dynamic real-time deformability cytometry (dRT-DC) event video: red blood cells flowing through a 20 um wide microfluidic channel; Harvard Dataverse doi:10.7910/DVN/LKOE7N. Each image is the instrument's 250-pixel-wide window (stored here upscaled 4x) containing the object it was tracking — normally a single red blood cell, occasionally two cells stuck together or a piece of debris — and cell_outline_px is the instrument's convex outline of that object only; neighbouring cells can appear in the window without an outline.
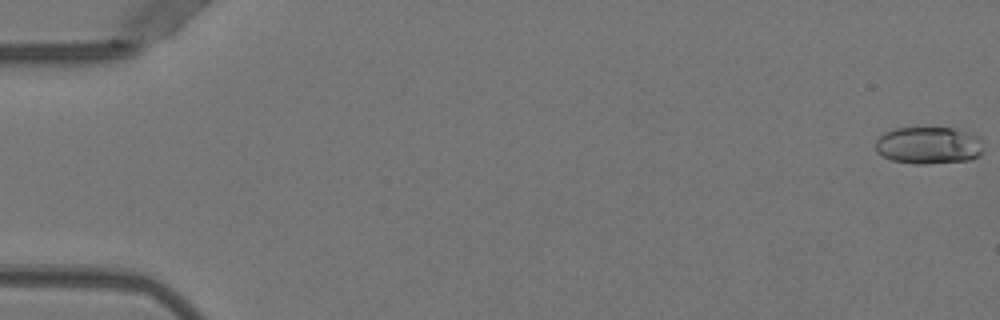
{"species": "Egyptian fruit bat (a non-hibernating species)", "species_latin": "Rousettus aegyptiacus", "temperature_condition": "warm", "stored_images_in_passage": 52, "camera_frame_rate_fps": 3000, "um_per_image_px": 0.085, "animal": {"sex": "female"}, "frame": {"image": 1, "passage_image": 1, "time_ms": 0.0, "image_size_px": [1000, 320], "cell_outline_px": [[984, 140], [980, 156], [972, 160], [924, 164], [916, 164], [892, 160], [876, 152], [876, 140], [884, 132], [896, 128], [952, 128], [980, 136]], "centroid_in_image_um": [78.97, 12.36], "position_along_channel_um": 6.0, "area_um2": 23.58}}
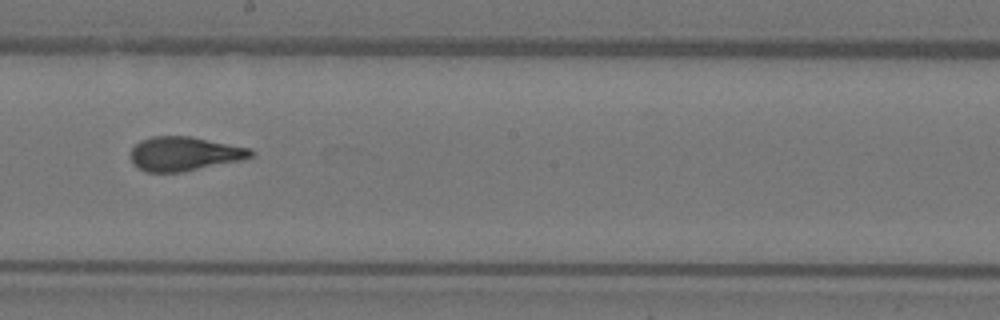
{"frame": {"image": 2, "passage_image": 30, "time_ms": 9.667, "image_size_px": [1000, 320], "cell_outline_px": [[256, 152], [252, 156], [240, 160], [180, 172], [144, 172], [132, 164], [132, 148], [140, 140], [152, 136], [188, 136], [252, 148]], "centroid_in_image_um": [15.66, 13.06], "position_along_channel_um": 232.5, "area_um2": 23.76}}
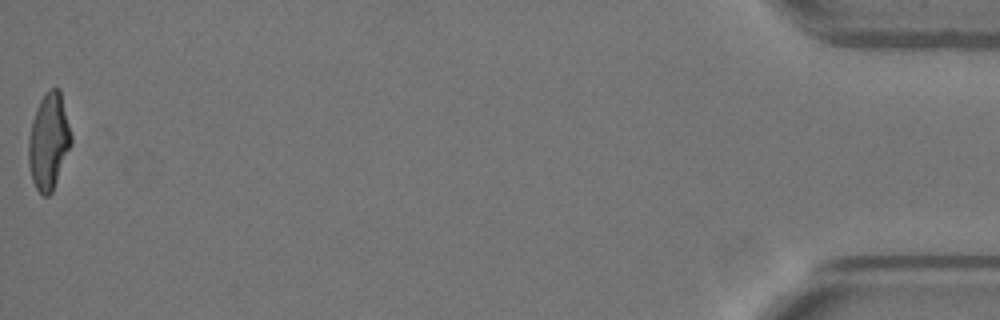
{"frame": {"image": 3, "passage_image": 52, "time_ms": 17.0, "image_size_px": [1000, 320], "cell_outline_px": [[72, 144], [52, 192], [48, 196], [44, 196], [36, 188], [32, 180], [28, 164], [28, 136], [32, 120], [36, 108], [40, 100], [52, 88], [60, 88], [72, 136]], "centroid_in_image_um": [4.14, 12.03], "position_along_channel_um": 431.1, "area_um2": 23.99}, "authors_computed_cell_mechanics": {"area_um2": 23.8714, "velocity_mm_per_s": 3.9989, "shape_relaxation_time_tau1_ms": 6.8263, "shape_relaxation_time_tau2_ms": 0.9025, "deformation_change_tau1": 0.2463, "deformation_change_tau2": 0.0783}}